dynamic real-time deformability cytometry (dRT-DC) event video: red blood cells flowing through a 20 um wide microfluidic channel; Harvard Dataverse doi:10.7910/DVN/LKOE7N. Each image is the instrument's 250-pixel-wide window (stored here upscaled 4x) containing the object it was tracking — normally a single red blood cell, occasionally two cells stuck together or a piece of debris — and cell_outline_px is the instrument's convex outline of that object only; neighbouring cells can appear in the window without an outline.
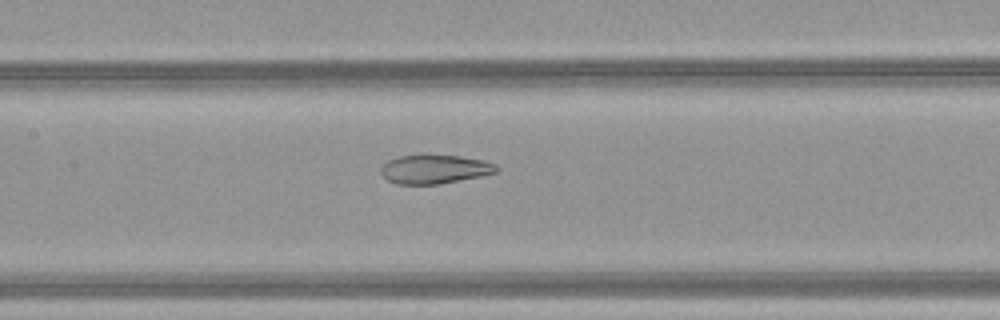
{"species": "common noctule bat (a hibernating species)", "species_latin": "Nyctalus noctula", "temperature_condition": "warm", "stored_images_in_passage": 51, "camera_frame_rate_fps": 3000, "um_per_image_px": 0.085, "animal": {"sex": "female", "body_mass_g": 21.9}, "frame": {"image": 1, "passage_image": 26, "time_ms": 8.333, "image_size_px": [1000, 320], "cell_outline_px": [[500, 168], [496, 172], [480, 176], [436, 184], [396, 184], [388, 180], [380, 172], [380, 168], [388, 160], [400, 156], [460, 156], [484, 160], [496, 164]], "centroid_in_image_um": [36.95, 14.39], "position_along_channel_um": 170.5, "area_um2": 19.07}}
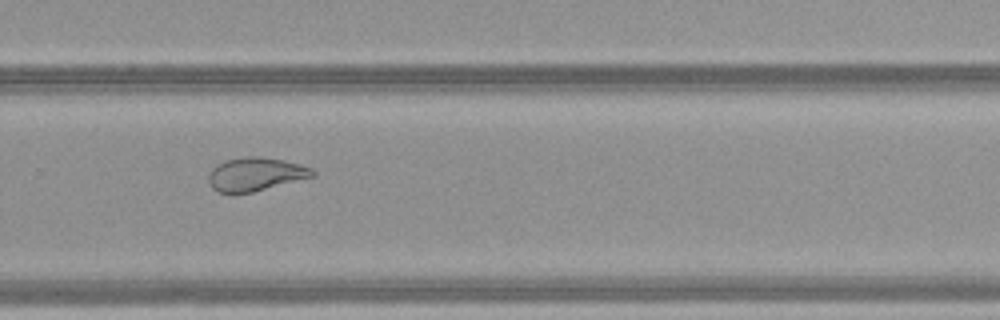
{"frame": {"image": 2, "passage_image": 36, "time_ms": 11.667, "image_size_px": [1000, 320], "cell_outline_px": [[316, 172], [312, 176], [252, 192], [236, 196], [232, 196], [216, 192], [212, 188], [208, 180], [208, 176], [212, 168], [224, 160], [244, 156], [256, 156], [284, 160], [300, 164], [312, 168]], "centroid_in_image_um": [21.63, 14.83], "position_along_channel_um": 308.2, "area_um2": 20.58}}
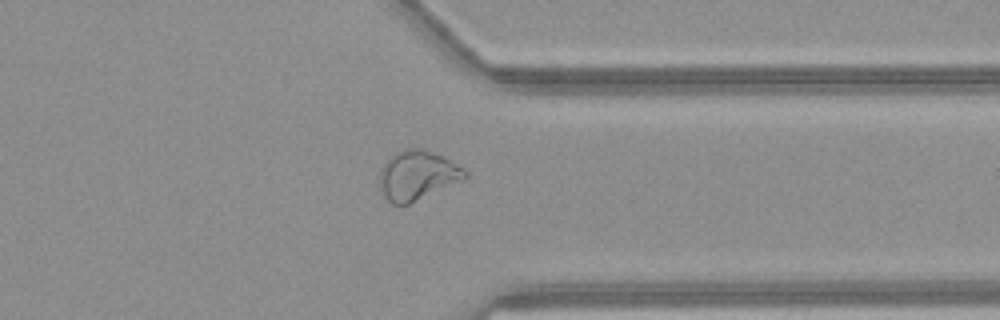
{"frame": {"image": 3, "passage_image": 41, "time_ms": 13.333, "image_size_px": [1000, 320], "cell_outline_px": [[468, 176], [464, 180], [408, 204], [392, 204], [380, 192], [380, 172], [388, 156], [404, 148], [420, 148], [444, 156], [464, 168], [468, 172]], "centroid_in_image_um": [35.49, 14.89], "position_along_channel_um": 375.9, "area_um2": 24.74}}